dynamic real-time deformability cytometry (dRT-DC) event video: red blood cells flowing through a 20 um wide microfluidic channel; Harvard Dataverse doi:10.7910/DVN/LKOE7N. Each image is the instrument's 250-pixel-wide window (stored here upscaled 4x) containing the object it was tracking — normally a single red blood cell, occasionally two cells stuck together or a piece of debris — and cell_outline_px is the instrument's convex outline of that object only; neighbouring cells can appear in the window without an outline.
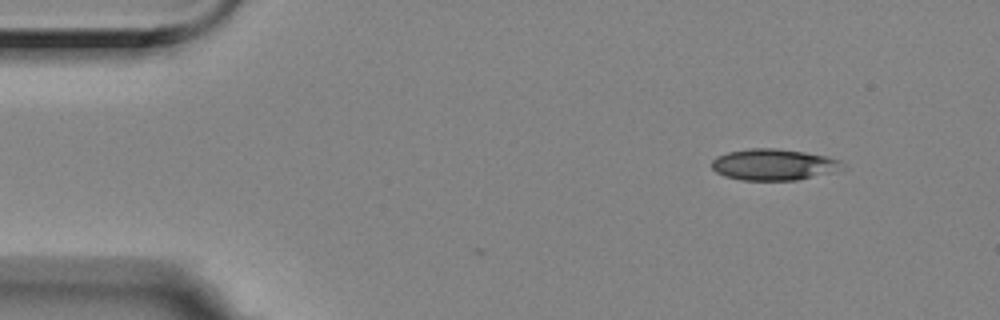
{"species": "Egyptian fruit bat (a non-hibernating species)", "species_latin": "Rousettus aegyptiacus", "temperature_condition": "room temperature", "stored_images_in_passage": 2, "camera_frame_rate_fps": 3000, "um_per_image_px": 0.085, "animal": {"sex": "female"}, "frame": {"image": 1, "passage_image": 2, "time_ms": 0.333, "image_size_px": [1000, 320], "cell_outline_px": [[848, 168], [832, 172], [796, 180], [740, 180], [724, 176], [716, 172], [712, 168], [712, 160], [716, 156], [728, 152], [748, 148], [776, 148], [804, 152], [828, 156], [840, 160]], "centroid_in_image_um": [65.78, 13.98], "position_along_channel_um": 19.2, "area_um2": 24.04}}